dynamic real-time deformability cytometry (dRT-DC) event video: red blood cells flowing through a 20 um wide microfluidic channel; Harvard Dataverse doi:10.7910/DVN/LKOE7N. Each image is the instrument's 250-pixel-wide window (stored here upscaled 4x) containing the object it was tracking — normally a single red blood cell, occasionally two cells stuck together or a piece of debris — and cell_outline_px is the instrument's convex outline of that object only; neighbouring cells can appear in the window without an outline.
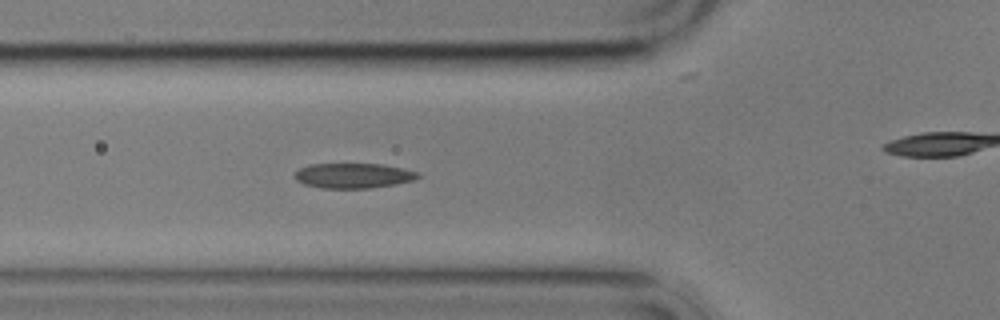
{"species": "common noctule bat (a hibernating species)", "species_latin": "Nyctalus noctula", "temperature_condition": "cold", "stored_images_in_passage": 4, "camera_frame_rate_fps": 3000, "um_per_image_px": 0.085, "animal": {"sex": "male", "body_mass_g": 17.9}, "frame": {"image": 1, "passage_image": 3, "time_ms": 2.333, "image_size_px": [1000, 320], "cell_outline_px": [[420, 176], [416, 180], [396, 184], [368, 188], [320, 188], [304, 184], [296, 180], [296, 172], [300, 168], [312, 164], [384, 164], [420, 172]], "centroid_in_image_um": [30.09, 14.93], "position_along_channel_um": 95.7, "area_um2": 17.98}}